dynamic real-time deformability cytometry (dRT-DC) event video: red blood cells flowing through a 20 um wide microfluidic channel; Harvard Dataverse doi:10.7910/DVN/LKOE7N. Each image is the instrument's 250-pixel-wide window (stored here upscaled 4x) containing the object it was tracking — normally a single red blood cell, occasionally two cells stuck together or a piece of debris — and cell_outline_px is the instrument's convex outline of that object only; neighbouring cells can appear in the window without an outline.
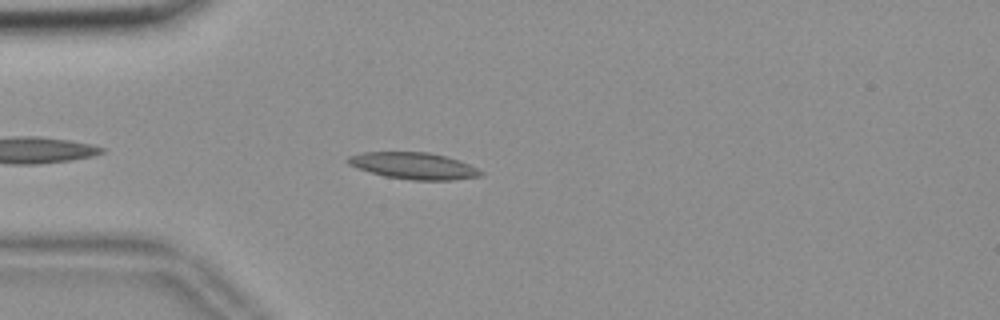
{"species": "common noctule bat (a hibernating species)", "species_latin": "Nyctalus noctula", "temperature_condition": "room temperature", "stored_images_in_passage": 30, "camera_frame_rate_fps": 3000, "um_per_image_px": 0.085, "animal": {"sex": "female", "body_mass_g": 18.4}, "frame": {"image": 1, "passage_image": 5, "time_ms": 1.333, "image_size_px": [1000, 320], "cell_outline_px": [[484, 172], [480, 176], [452, 180], [412, 180], [384, 176], [356, 168], [348, 164], [344, 160], [348, 156], [364, 152], [428, 152], [444, 156], [468, 164]], "centroid_in_image_um": [35.1, 14.09], "position_along_channel_um": 49.9, "area_um2": 20.52}}
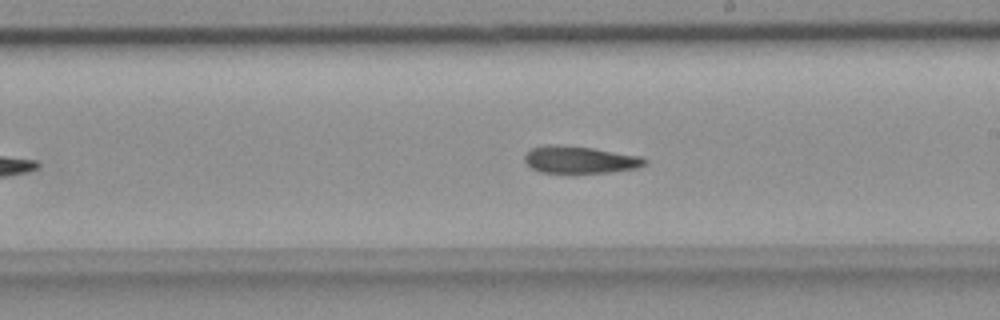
{"frame": {"image": 2, "passage_image": 18, "time_ms": 5.667, "image_size_px": [1000, 320], "cell_outline_px": [[648, 164], [636, 168], [608, 172], [572, 176], [564, 176], [540, 172], [532, 168], [524, 160], [524, 156], [532, 148], [548, 144], [556, 144], [592, 148], [644, 156], [648, 160]], "centroid_in_image_um": [49.3, 13.63], "position_along_channel_um": 239.7, "area_um2": 20.06}}
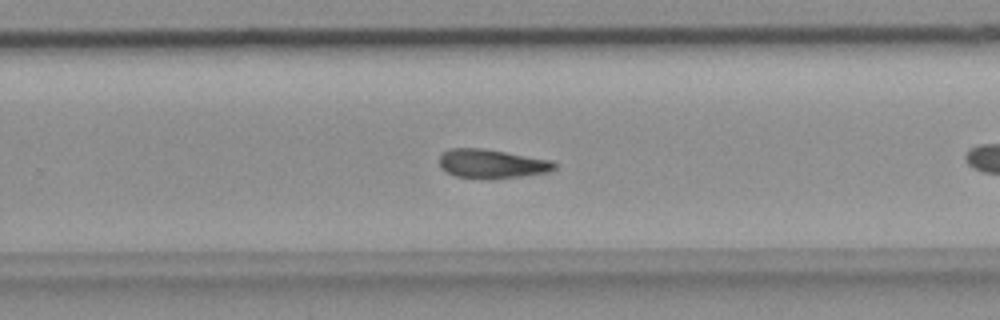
{"frame": {"image": 3, "passage_image": 22, "time_ms": 7.0, "image_size_px": [1000, 320], "cell_outline_px": [[556, 168], [548, 172], [520, 176], [456, 176], [448, 172], [440, 164], [440, 156], [448, 148], [484, 148], [552, 160], [556, 164]], "centroid_in_image_um": [41.84, 13.86], "position_along_channel_um": 288.0, "area_um2": 18.55}}